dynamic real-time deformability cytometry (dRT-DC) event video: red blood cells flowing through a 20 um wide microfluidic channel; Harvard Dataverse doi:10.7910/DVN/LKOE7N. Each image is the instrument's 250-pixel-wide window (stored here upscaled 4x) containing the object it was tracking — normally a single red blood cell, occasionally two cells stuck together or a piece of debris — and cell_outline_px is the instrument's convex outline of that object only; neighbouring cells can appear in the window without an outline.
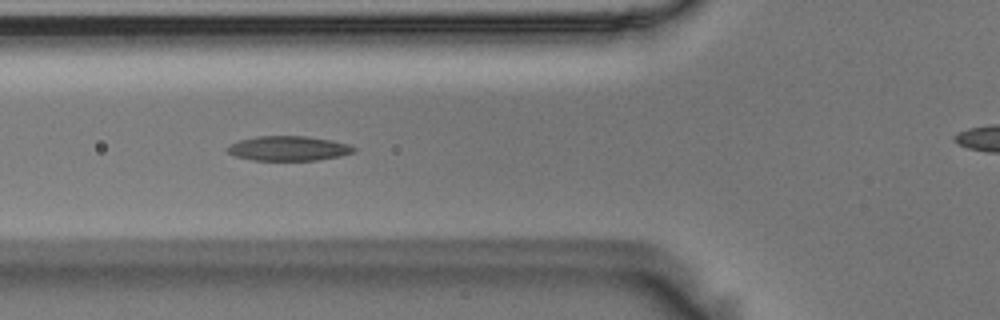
{"species": "Egyptian fruit bat (a non-hibernating species)", "species_latin": "Rousettus aegyptiacus", "temperature_condition": "room temperature", "stored_images_in_passage": 48, "camera_frame_rate_fps": 3000, "um_per_image_px": 0.085, "animal": {"sex": "male"}, "frame": {"image": 1, "passage_image": 19, "time_ms": 6.0, "image_size_px": [1000, 320], "cell_outline_px": [[356, 148], [352, 152], [340, 156], [316, 160], [252, 160], [236, 156], [228, 152], [224, 148], [240, 140], [256, 136], [304, 136], [332, 140], [348, 144]], "centroid_in_image_um": [24.5, 12.61], "position_along_channel_um": 101.3, "area_um2": 18.03}}
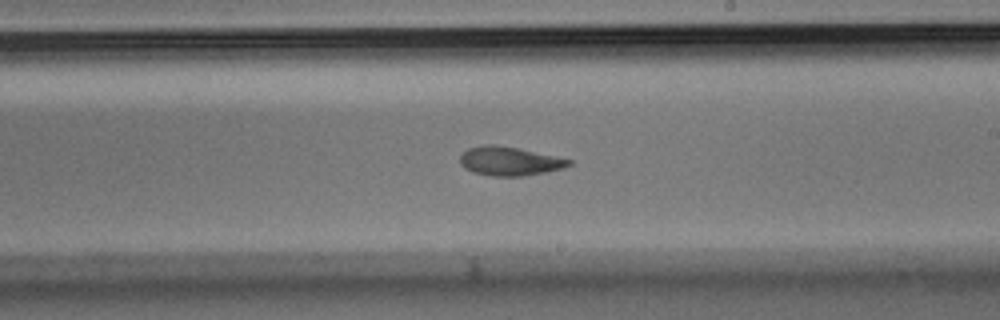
{"frame": {"image": 2, "passage_image": 31, "time_ms": 10.0, "image_size_px": [1000, 320], "cell_outline_px": [[572, 164], [564, 168], [548, 172], [520, 176], [488, 176], [472, 172], [464, 168], [460, 164], [460, 156], [468, 148], [484, 144], [496, 144], [516, 148], [572, 160]], "centroid_in_image_um": [43.27, 13.71], "position_along_channel_um": 245.7, "area_um2": 18.32}}
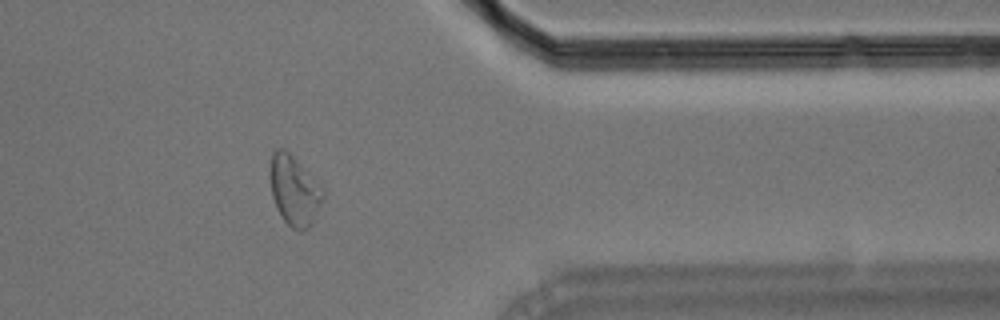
{"frame": {"image": 3, "passage_image": 44, "time_ms": 14.333, "image_size_px": [1000, 320], "cell_outline_px": [[324, 196], [312, 224], [308, 228], [300, 232], [292, 228], [284, 220], [272, 196], [268, 168], [272, 152], [276, 148], [284, 148], [324, 188]], "centroid_in_image_um": [25.0, 16.18], "position_along_channel_um": 386.4, "area_um2": 21.5}, "authors_computed_cell_mechanics": {"area_um2": 18.4382, "velocity_mm_per_s": 3.5996, "shape_relaxation_time_tau1_ms": null, "shape_relaxation_time_tau2_ms": 4.0634, "deformation_change_tau1": null, "deformation_change_tau2": 0.1083}}